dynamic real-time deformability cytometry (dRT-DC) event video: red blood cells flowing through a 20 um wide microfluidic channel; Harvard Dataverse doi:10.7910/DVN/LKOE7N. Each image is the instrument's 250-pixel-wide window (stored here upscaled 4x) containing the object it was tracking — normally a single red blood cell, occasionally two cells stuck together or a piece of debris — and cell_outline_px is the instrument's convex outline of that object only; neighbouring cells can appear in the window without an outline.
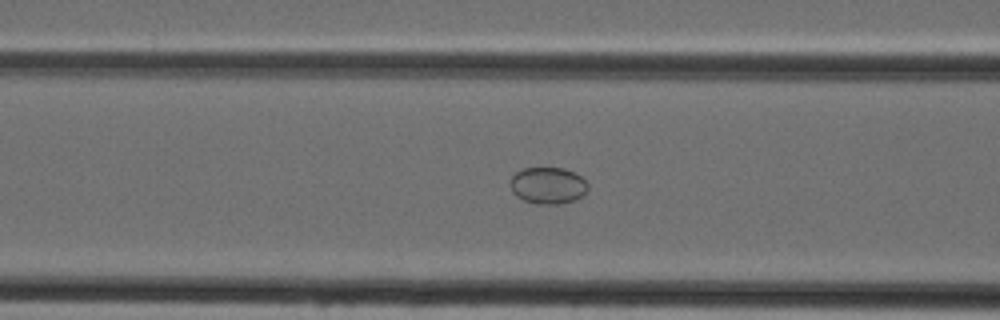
{"species": "Egyptian fruit bat (a non-hibernating species)", "species_latin": "Rousettus aegyptiacus", "temperature_condition": "cold", "stored_images_in_passage": 35, "camera_frame_rate_fps": 3000, "um_per_image_px": 0.085, "animal": {"sex": "female"}, "frame": {"image": 1, "passage_image": 6, "time_ms": 1.667, "image_size_px": [1000, 320], "cell_outline_px": [[588, 188], [584, 196], [576, 200], [560, 204], [536, 204], [524, 200], [516, 196], [512, 192], [508, 184], [512, 176], [516, 172], [524, 168], [564, 168], [576, 172], [588, 184]], "centroid_in_image_um": [46.57, 15.77], "position_along_channel_um": 120.0, "area_um2": 16.94}}
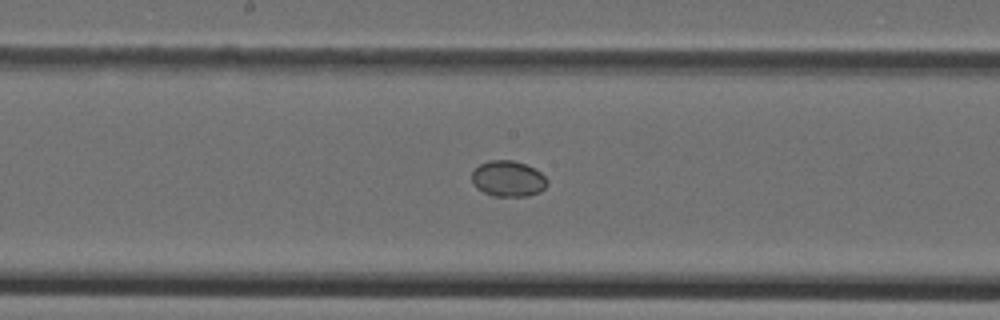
{"frame": {"image": 2, "passage_image": 12, "time_ms": 3.667, "image_size_px": [1000, 320], "cell_outline_px": [[548, 184], [540, 192], [528, 196], [492, 196], [476, 188], [472, 184], [472, 172], [480, 164], [488, 160], [512, 160], [524, 164], [540, 172], [548, 180]], "centroid_in_image_um": [43.17, 15.2], "position_along_channel_um": 205.0, "area_um2": 15.78}}
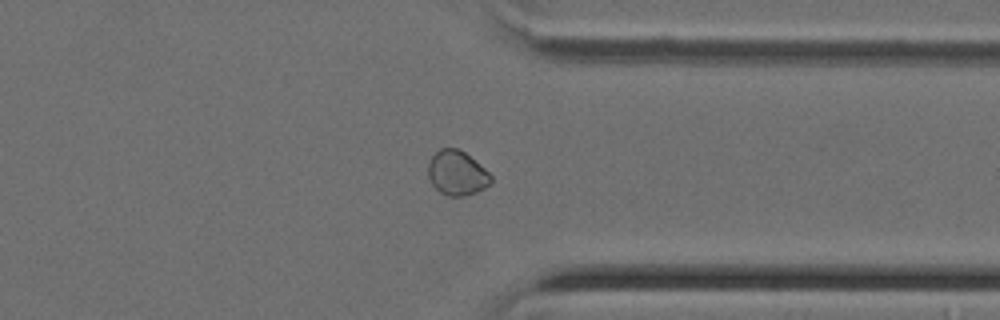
{"frame": {"image": 3, "passage_image": 24, "time_ms": 7.667, "image_size_px": [1000, 320], "cell_outline_px": [[492, 184], [476, 192], [464, 196], [448, 196], [440, 192], [432, 184], [428, 176], [428, 164], [432, 156], [440, 148], [456, 148], [464, 152], [484, 168], [492, 176]], "centroid_in_image_um": [38.84, 14.72], "position_along_channel_um": 372.6, "area_um2": 16.24}}